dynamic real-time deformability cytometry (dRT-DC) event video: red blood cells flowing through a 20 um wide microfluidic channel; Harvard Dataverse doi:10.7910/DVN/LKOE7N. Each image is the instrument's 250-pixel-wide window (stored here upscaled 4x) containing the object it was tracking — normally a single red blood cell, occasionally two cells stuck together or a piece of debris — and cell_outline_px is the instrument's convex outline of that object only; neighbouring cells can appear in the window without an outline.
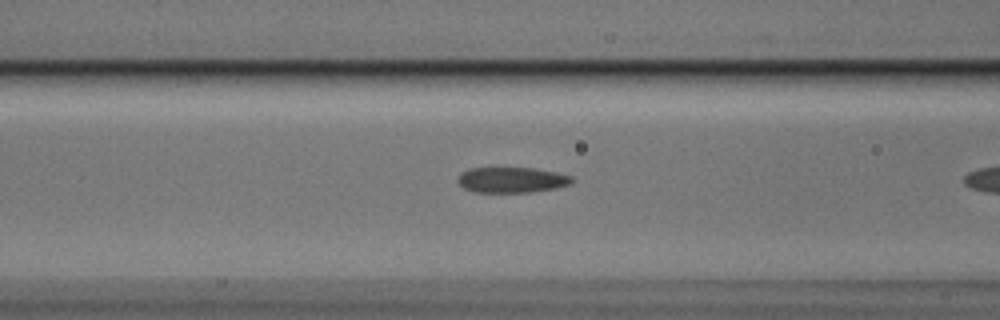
{"species": "Egyptian fruit bat (a non-hibernating species)", "species_latin": "Rousettus aegyptiacus", "temperature_condition": "cold", "stored_images_in_passage": 10, "camera_frame_rate_fps": 3000, "um_per_image_px": 0.085, "animal": {"sex": "male"}, "frame": {"image": 1, "passage_image": 9, "time_ms": 2.667, "image_size_px": [1000, 320], "cell_outline_px": [[576, 180], [572, 184], [556, 188], [528, 192], [476, 192], [464, 188], [456, 180], [460, 172], [468, 168], [536, 168], [556, 172], [572, 176]], "centroid_in_image_um": [43.52, 15.28], "position_along_channel_um": 123.1, "area_um2": 17.17}}